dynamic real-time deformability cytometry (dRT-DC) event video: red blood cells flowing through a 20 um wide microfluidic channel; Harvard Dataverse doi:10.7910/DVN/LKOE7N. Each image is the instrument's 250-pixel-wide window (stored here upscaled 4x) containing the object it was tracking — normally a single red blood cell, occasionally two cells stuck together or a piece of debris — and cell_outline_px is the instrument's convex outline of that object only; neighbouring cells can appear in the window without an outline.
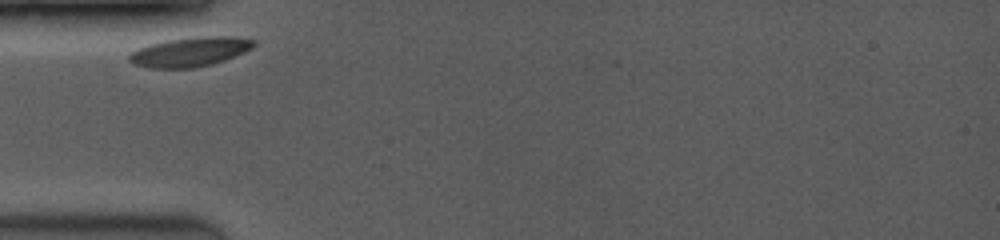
{"species": "common noctule bat (a hibernating species)", "species_latin": "Nyctalus noctula", "temperature_condition": "room temperature", "stored_images_in_passage": 18, "camera_frame_rate_fps": 3500, "um_per_image_px": 0.085, "animal": {"sex": "female", "body_mass_g": 19.0, "forearm_length_mm": 53.3}, "frame": {"image": 1, "passage_image": 1, "time_ms": 0.0, "image_size_px": [1000, 240], "cell_outline_px": [[256, 44], [252, 48], [244, 52], [224, 60], [212, 64], [196, 68], [148, 68], [136, 64], [128, 60], [128, 56], [132, 52], [148, 44], [168, 40], [200, 36], [236, 36], [256, 40]], "centroid_in_image_um": [16.18, 4.4], "position_along_channel_um": 68.8, "area_um2": 21.39}}
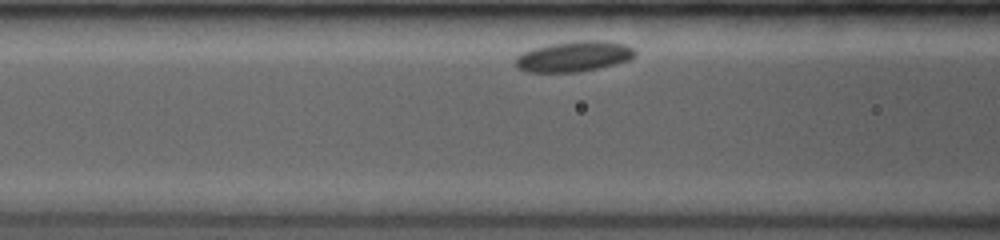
{"frame": {"image": 2, "passage_image": 8, "time_ms": 1.429, "image_size_px": [1000, 240], "cell_outline_px": [[636, 56], [628, 60], [616, 64], [600, 68], [580, 72], [528, 72], [516, 68], [516, 56], [532, 48], [548, 44], [576, 40], [604, 40], [624, 44], [632, 48], [636, 52]], "centroid_in_image_um": [48.79, 4.79], "position_along_channel_um": 117.8, "area_um2": 21.5}}
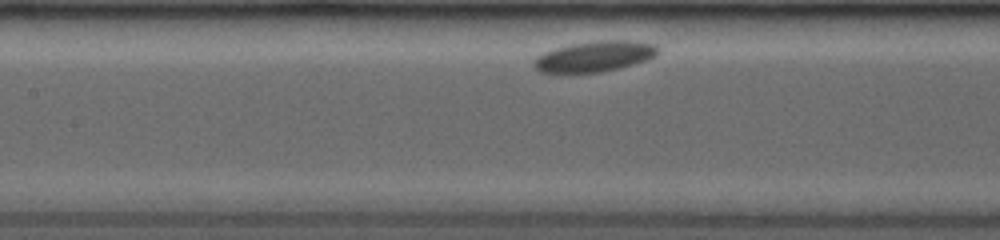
{"frame": {"image": 3, "passage_image": 13, "time_ms": 2.571, "image_size_px": [1000, 240], "cell_outline_px": [[660, 52], [656, 56], [648, 60], [620, 68], [600, 72], [560, 76], [540, 72], [532, 64], [536, 56], [544, 52], [556, 48], [572, 44], [596, 40], [632, 40], [656, 44], [660, 48]], "centroid_in_image_um": [50.52, 4.83], "position_along_channel_um": 156.9, "area_um2": 23.18}}